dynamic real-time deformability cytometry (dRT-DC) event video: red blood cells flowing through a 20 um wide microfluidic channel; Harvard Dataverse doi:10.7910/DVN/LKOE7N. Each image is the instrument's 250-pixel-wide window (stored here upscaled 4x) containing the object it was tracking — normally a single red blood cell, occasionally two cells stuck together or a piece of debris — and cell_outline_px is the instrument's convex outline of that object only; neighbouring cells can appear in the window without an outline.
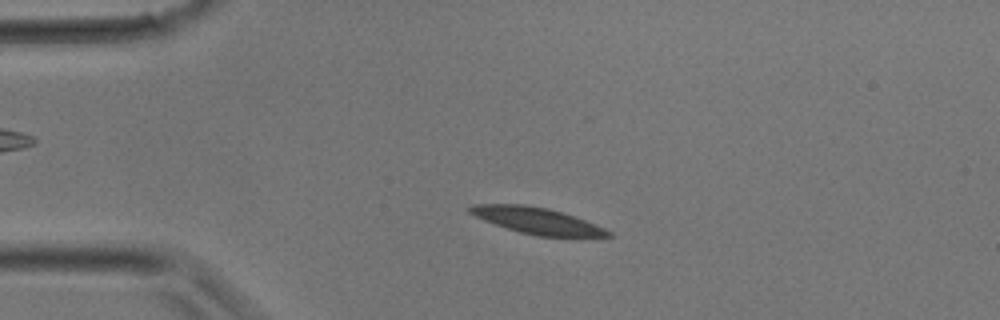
{"species": "common noctule bat (a hibernating species)", "species_latin": "Nyctalus noctula", "temperature_condition": "room temperature", "stored_images_in_passage": 30, "camera_frame_rate_fps": 3000, "um_per_image_px": 0.085, "animal": {"sex": "male", "body_mass_g": 17.9}, "frame": {"image": 1, "passage_image": 5, "time_ms": 1.333, "image_size_px": [1000, 320], "cell_outline_px": [[612, 236], [536, 236], [520, 232], [484, 220], [468, 212], [468, 208], [472, 204], [524, 204], [548, 208], [576, 216], [604, 228], [612, 232]], "centroid_in_image_um": [45.64, 18.74], "position_along_channel_um": 39.4, "area_um2": 20.98}}
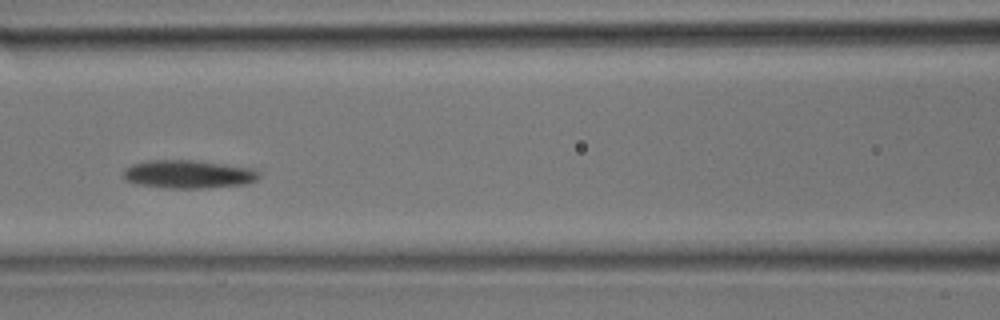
{"frame": {"image": 2, "passage_image": 12, "time_ms": 3.667, "image_size_px": [1000, 320], "cell_outline_px": [[260, 176], [256, 180], [244, 184], [204, 188], [164, 188], [132, 184], [124, 180], [124, 168], [132, 164], [148, 160], [192, 160], [256, 168], [260, 172]], "centroid_in_image_um": [15.98, 14.81], "position_along_channel_um": 150.6, "area_um2": 22.6}}
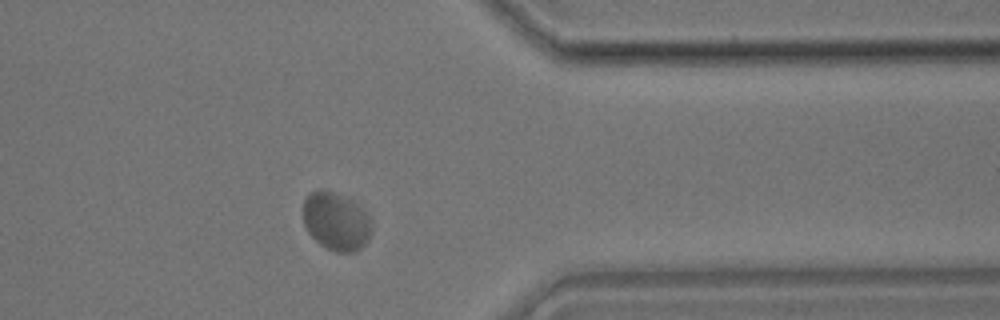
{"frame": {"image": 3, "passage_image": 24, "time_ms": 7.667, "image_size_px": [1000, 320], "cell_outline_px": [[372, 232], [368, 240], [360, 248], [352, 252], [336, 252], [320, 244], [308, 232], [304, 224], [304, 200], [308, 192], [332, 192], [352, 200], [360, 204], [368, 212], [372, 220]], "centroid_in_image_um": [28.62, 18.83], "position_along_channel_um": 382.8, "area_um2": 23.18}}